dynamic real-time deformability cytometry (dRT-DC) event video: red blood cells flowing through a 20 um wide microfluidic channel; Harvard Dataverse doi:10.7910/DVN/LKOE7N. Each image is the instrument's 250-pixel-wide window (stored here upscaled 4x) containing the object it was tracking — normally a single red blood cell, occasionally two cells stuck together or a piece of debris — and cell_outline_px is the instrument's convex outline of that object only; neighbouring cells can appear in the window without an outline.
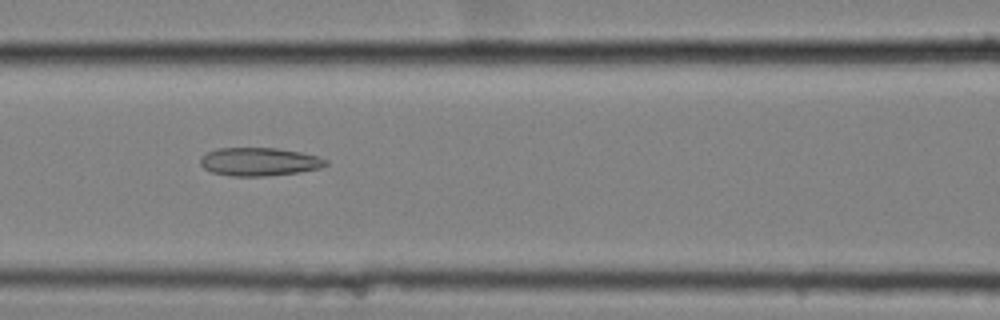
{"species": "common noctule bat (a hibernating species)", "species_latin": "Nyctalus noctula", "temperature_condition": "cold", "stored_images_in_passage": 59, "camera_frame_rate_fps": 3000, "um_per_image_px": 0.085, "animal": {"sex": "female", "body_mass_g": 25.1}, "frame": {"image": 1, "passage_image": 27, "time_ms": 8.667, "image_size_px": [1000, 320], "cell_outline_px": [[328, 164], [320, 168], [300, 172], [264, 176], [232, 176], [212, 172], [204, 168], [200, 164], [200, 156], [216, 148], [276, 148], [300, 152], [320, 156], [328, 160]], "centroid_in_image_um": [22.05, 13.74], "position_along_channel_um": 144.6, "area_um2": 20.75}}
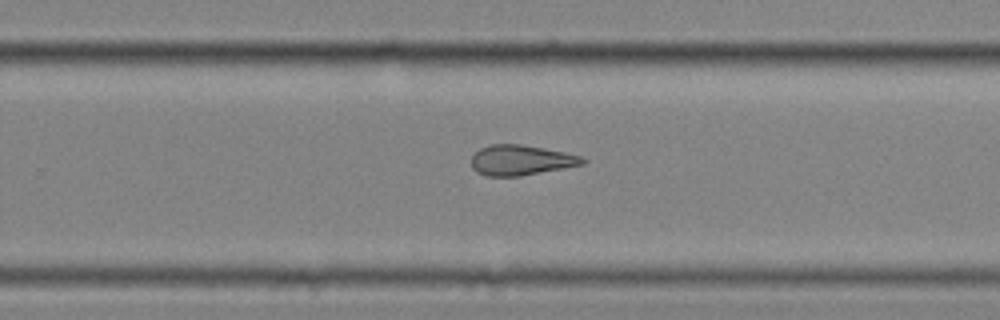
{"frame": {"image": 2, "passage_image": 39, "time_ms": 12.667, "image_size_px": [1000, 320], "cell_outline_px": [[588, 160], [584, 164], [520, 176], [484, 176], [476, 172], [472, 168], [472, 156], [480, 148], [492, 144], [520, 144], [564, 152], [584, 156]], "centroid_in_image_um": [44.29, 13.62], "position_along_channel_um": 285.5, "area_um2": 19.59}}
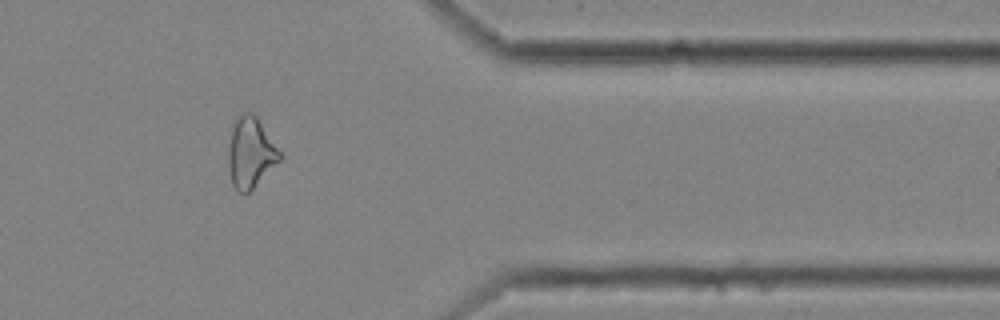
{"frame": {"image": 3, "passage_image": 49, "time_ms": 16.0, "image_size_px": [1000, 320], "cell_outline_px": [[284, 160], [248, 192], [236, 192], [232, 184], [228, 164], [228, 148], [232, 124], [236, 116], [240, 112], [252, 112], [256, 116], [284, 152]], "centroid_in_image_um": [21.36, 12.95], "position_along_channel_um": 390.0, "area_um2": 22.08}, "authors_computed_cell_mechanics": {"area_um2": 23.0044, "velocity_mm_per_s": 3.533, "shape_relaxation_time_tau1_ms": null, "shape_relaxation_time_tau2_ms": 4.6126, "deformation_change_tau1": null, "deformation_change_tau2": 0.1505}}